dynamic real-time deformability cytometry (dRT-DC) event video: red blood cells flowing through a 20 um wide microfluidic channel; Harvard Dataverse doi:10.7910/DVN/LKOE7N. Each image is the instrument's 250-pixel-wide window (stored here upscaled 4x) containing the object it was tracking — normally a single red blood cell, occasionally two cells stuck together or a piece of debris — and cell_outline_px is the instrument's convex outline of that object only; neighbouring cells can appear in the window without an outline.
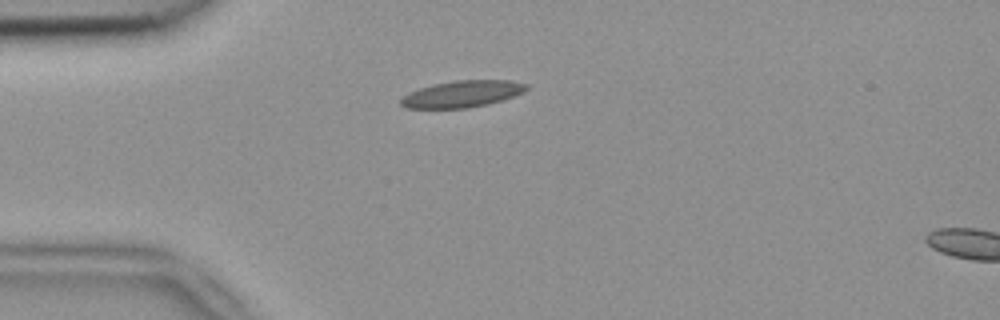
{"species": "common noctule bat (a hibernating species)", "species_latin": "Nyctalus noctula", "temperature_condition": "room temperature", "stored_images_in_passage": 41, "camera_frame_rate_fps": 3000, "um_per_image_px": 0.085, "animal": {"sex": "female", "body_mass_g": 18.4}, "frame": {"image": 1, "passage_image": 2, "time_ms": 0.333, "image_size_px": [1000, 320], "cell_outline_px": [[528, 88], [524, 92], [488, 104], [468, 108], [408, 108], [400, 104], [400, 100], [408, 92], [420, 88], [436, 84], [456, 80], [512, 80], [528, 84]], "centroid_in_image_um": [39.3, 7.98], "position_along_channel_um": 45.7, "area_um2": 19.36}}
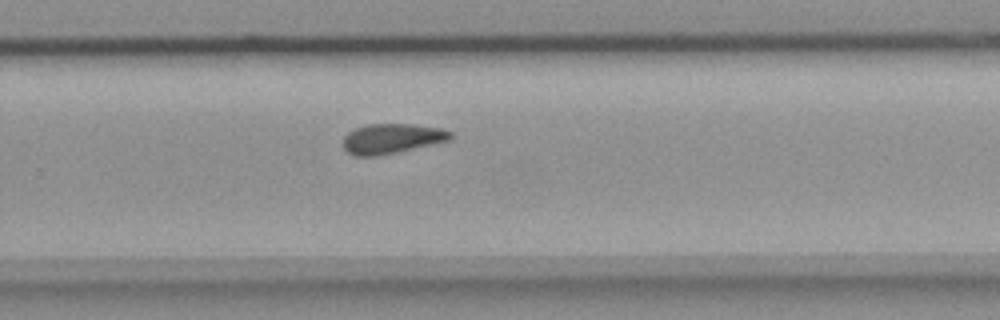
{"frame": {"image": 2, "passage_image": 23, "time_ms": 7.333, "image_size_px": [1000, 320], "cell_outline_px": [[452, 140], [396, 152], [376, 156], [356, 156], [348, 152], [344, 148], [344, 136], [348, 132], [356, 128], [368, 124], [412, 124], [440, 128], [452, 132]], "centroid_in_image_um": [33.32, 11.77], "position_along_channel_um": 296.5, "area_um2": 18.61}}
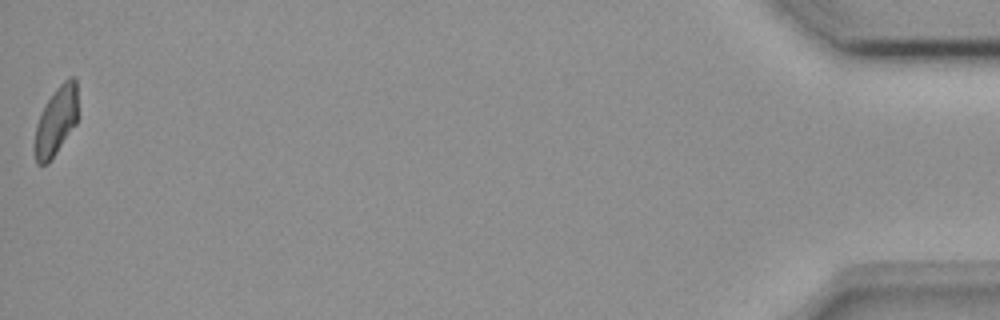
{"frame": {"image": 3, "passage_image": 41, "time_ms": 13.333, "image_size_px": [1000, 320], "cell_outline_px": [[76, 124], [48, 164], [36, 164], [32, 148], [32, 144], [36, 124], [40, 112], [44, 104], [56, 88], [68, 76], [76, 76]], "centroid_in_image_um": [4.7, 10.32], "position_along_channel_um": 430.5, "area_um2": 17.63}, "authors_computed_cell_mechanics": {"area_um2": 18.6116, "velocity_mm_per_s": 3.8355, "shape_relaxation_time_tau1_ms": null, "shape_relaxation_time_tau2_ms": 3.5471, "deformation_change_tau1": null, "deformation_change_tau2": 0.0977}}